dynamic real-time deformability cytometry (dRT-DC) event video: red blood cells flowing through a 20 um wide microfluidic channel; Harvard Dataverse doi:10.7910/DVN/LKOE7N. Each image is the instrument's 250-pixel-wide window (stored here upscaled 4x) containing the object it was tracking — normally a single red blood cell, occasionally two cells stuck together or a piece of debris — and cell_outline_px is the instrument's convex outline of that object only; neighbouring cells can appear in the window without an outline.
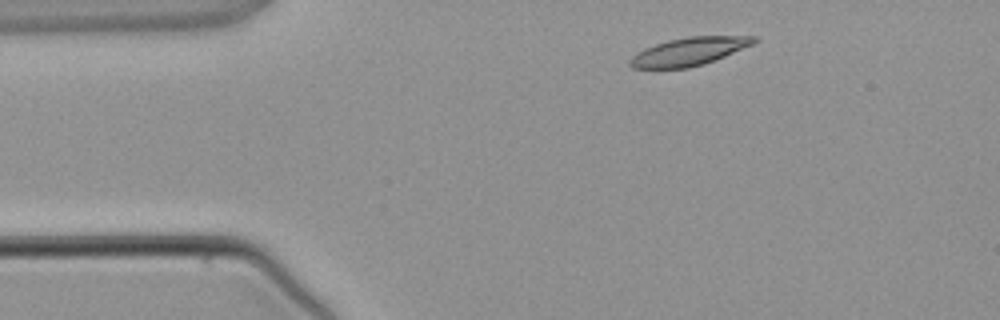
{"species": "common noctule bat (a hibernating species)", "species_latin": "Nyctalus noctula", "temperature_condition": "warm", "stored_images_in_passage": 2, "camera_frame_rate_fps": 3000, "um_per_image_px": 0.085, "animal": {"sex": "male", "body_mass_g": 21.5, "forearm_length_mm": 52.0}, "frame": {"image": 1, "passage_image": 1, "time_ms": 0.0, "image_size_px": [1000, 320], "cell_outline_px": [[760, 40], [752, 44], [716, 60], [704, 64], [688, 68], [632, 68], [628, 64], [628, 60], [632, 56], [644, 48], [668, 40], [688, 36], [756, 36]], "centroid_in_image_um": [58.56, 4.38], "position_along_channel_um": 26.4, "area_um2": 20.29}}
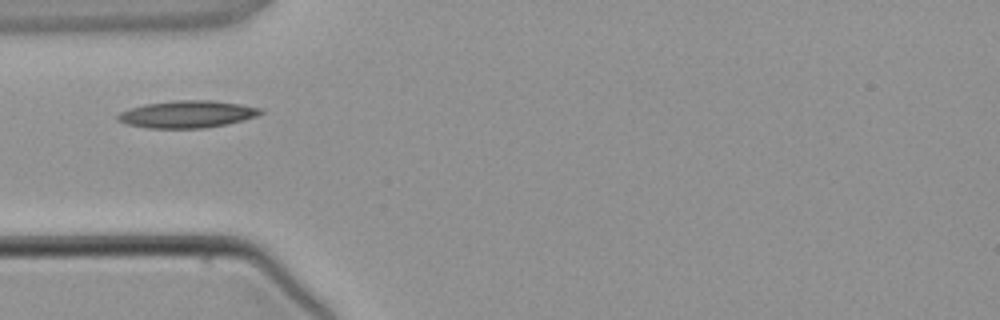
{"frame": {"image": 2, "passage_image": 2, "time_ms": 2.0, "image_size_px": [1000, 320], "cell_outline_px": [[264, 112], [256, 116], [224, 124], [204, 128], [148, 128], [128, 124], [116, 120], [116, 116], [120, 112], [132, 108], [148, 104], [176, 100], [212, 100], [240, 104], [264, 108]], "centroid_in_image_um": [15.92, 9.7], "position_along_channel_um": 69.1, "area_um2": 22.37}}